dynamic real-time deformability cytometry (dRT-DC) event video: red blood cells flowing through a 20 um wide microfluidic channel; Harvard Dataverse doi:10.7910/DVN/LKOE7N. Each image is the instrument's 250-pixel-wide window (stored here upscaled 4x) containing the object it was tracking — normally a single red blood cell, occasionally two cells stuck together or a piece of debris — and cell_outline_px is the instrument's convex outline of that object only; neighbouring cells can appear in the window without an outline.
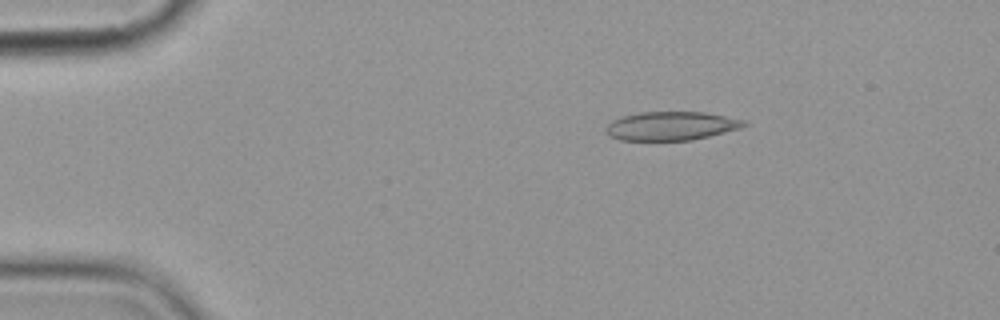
{"species": "common noctule bat (a hibernating species)", "species_latin": "Nyctalus noctula", "temperature_condition": "cold", "stored_images_in_passage": 6, "camera_frame_rate_fps": 3000, "um_per_image_px": 0.085, "animal": {"sex": "female", "body_mass_g": 19.9}, "frame": {"image": 1, "passage_image": 3, "time_ms": 2.333, "image_size_px": [1000, 320], "cell_outline_px": [[748, 124], [740, 128], [692, 140], [620, 140], [608, 136], [604, 132], [604, 128], [612, 120], [624, 116], [640, 112], [704, 112], [748, 120]], "centroid_in_image_um": [57.03, 10.7], "position_along_channel_um": 28.0, "area_um2": 23.18}}